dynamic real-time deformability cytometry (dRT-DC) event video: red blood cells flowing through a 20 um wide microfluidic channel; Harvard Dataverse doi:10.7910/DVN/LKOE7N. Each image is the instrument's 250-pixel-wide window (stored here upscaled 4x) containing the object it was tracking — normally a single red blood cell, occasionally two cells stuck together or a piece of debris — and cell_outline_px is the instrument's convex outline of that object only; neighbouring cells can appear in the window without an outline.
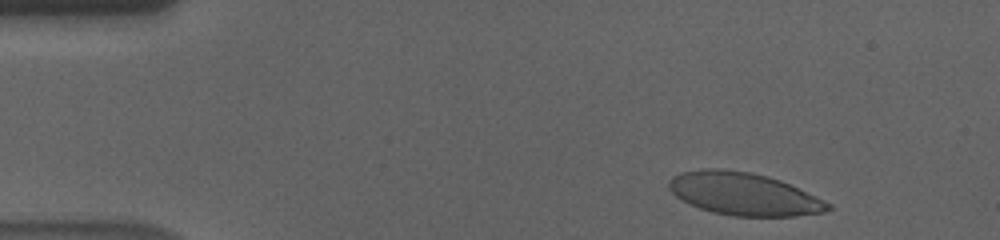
{"species": "human", "species_latin": "Homo sapiens", "temperature_condition": "cold", "stored_images_in_passage": 46, "camera_frame_rate_fps": 3000, "um_per_image_px": 0.085, "donor": {"sex": "male"}, "frame": {"image": 1, "passage_image": 3, "time_ms": 0.667, "image_size_px": [1000, 240], "cell_outline_px": [[832, 208], [824, 212], [796, 216], [732, 216], [712, 212], [700, 208], [680, 200], [668, 188], [668, 180], [672, 176], [680, 172], [700, 168], [720, 168], [752, 172], [768, 176], [780, 180], [816, 196], [832, 204]], "centroid_in_image_um": [63.19, 16.47], "position_along_channel_um": 21.8, "area_um2": 39.82}}
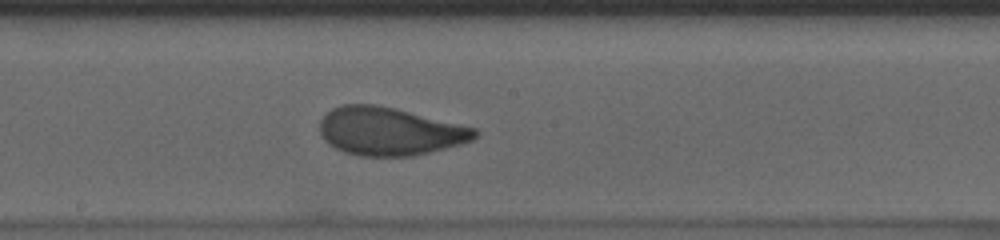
{"frame": {"image": 2, "passage_image": 27, "time_ms": 8.667, "image_size_px": [1000, 240], "cell_outline_px": [[480, 132], [472, 140], [460, 144], [412, 156], [360, 156], [344, 152], [328, 144], [320, 136], [320, 120], [332, 108], [344, 104], [376, 104], [396, 108], [476, 128]], "centroid_in_image_um": [33.09, 11.15], "position_along_channel_um": 215.1, "area_um2": 43.41}}
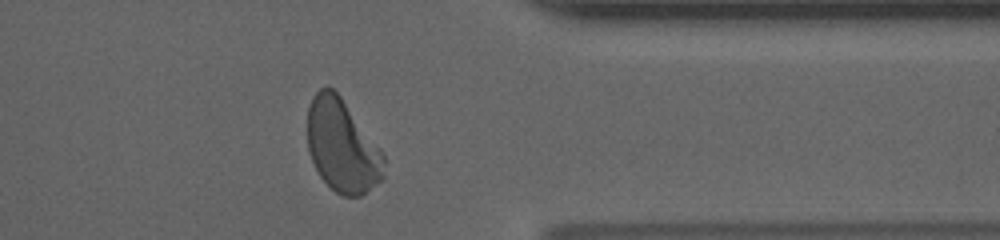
{"frame": {"image": 3, "passage_image": 42, "time_ms": 13.667, "image_size_px": [1000, 240], "cell_outline_px": [[384, 180], [360, 196], [344, 196], [336, 192], [320, 176], [308, 152], [308, 108], [312, 96], [324, 84], [328, 84], [340, 96], [380, 148], [384, 156]], "centroid_in_image_um": [29.09, 12.4], "position_along_channel_um": 382.3, "area_um2": 41.33}, "authors_computed_cell_mechanics": {"area_um2": 42.7431, "velocity_mm_per_s": 3.5397, "shape_relaxation_time_tau1_ms": 5.5436, "shape_relaxation_time_tau2_ms": 0.8138, "deformation_change_tau1": 0.1981, "deformation_change_tau2": 0.0593}}